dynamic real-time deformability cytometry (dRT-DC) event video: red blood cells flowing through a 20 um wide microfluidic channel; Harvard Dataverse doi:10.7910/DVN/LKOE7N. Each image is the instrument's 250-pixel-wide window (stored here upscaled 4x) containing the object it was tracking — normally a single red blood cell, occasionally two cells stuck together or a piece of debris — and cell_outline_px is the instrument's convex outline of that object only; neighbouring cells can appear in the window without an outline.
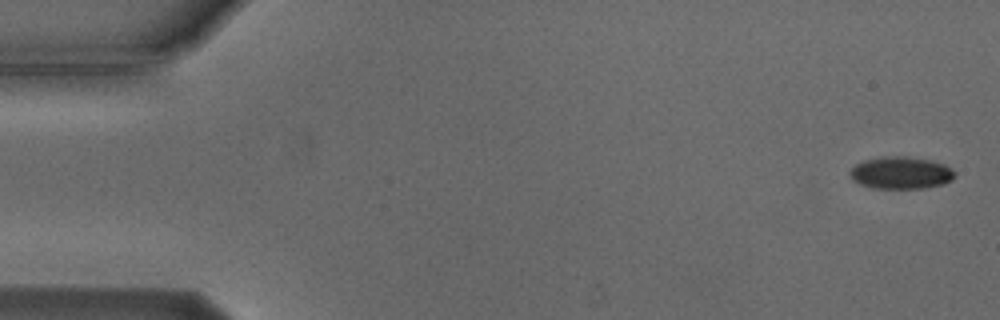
{"species": "Egyptian fruit bat (a non-hibernating species)", "species_latin": "Rousettus aegyptiacus", "temperature_condition": "cold", "stored_images_in_passage": 5, "camera_frame_rate_fps": 3000, "um_per_image_px": 0.085, "animal": {"sex": "male"}, "frame": {"image": 1, "passage_image": 1, "time_ms": 0.0, "image_size_px": [1000, 320], "cell_outline_px": [[956, 172], [952, 180], [944, 184], [920, 188], [872, 188], [860, 184], [852, 180], [848, 172], [856, 164], [864, 160], [880, 156], [904, 156], [928, 160], [944, 164], [952, 168]], "centroid_in_image_um": [76.56, 14.69], "position_along_channel_um": 8.4, "area_um2": 19.77}}
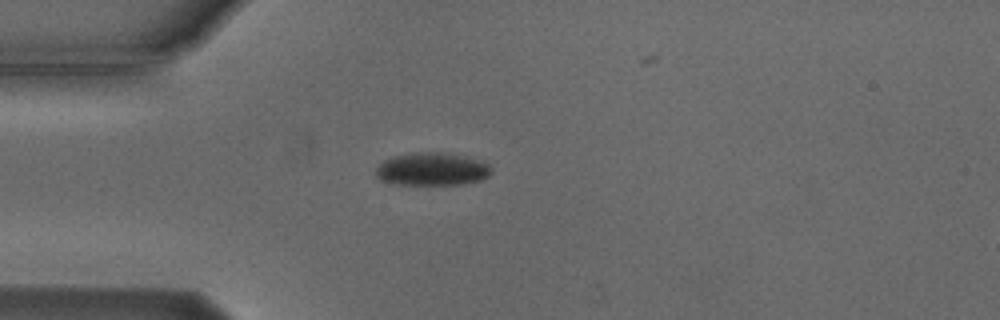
{"frame": {"image": 2, "passage_image": 4, "time_ms": 4.333, "image_size_px": [1000, 320], "cell_outline_px": [[492, 172], [488, 176], [480, 180], [460, 184], [396, 184], [380, 180], [376, 176], [376, 168], [384, 160], [396, 156], [416, 152], [444, 152], [464, 156], [480, 160], [488, 164], [492, 168]], "centroid_in_image_um": [36.74, 14.37], "position_along_channel_um": 48.3, "area_um2": 22.02}}